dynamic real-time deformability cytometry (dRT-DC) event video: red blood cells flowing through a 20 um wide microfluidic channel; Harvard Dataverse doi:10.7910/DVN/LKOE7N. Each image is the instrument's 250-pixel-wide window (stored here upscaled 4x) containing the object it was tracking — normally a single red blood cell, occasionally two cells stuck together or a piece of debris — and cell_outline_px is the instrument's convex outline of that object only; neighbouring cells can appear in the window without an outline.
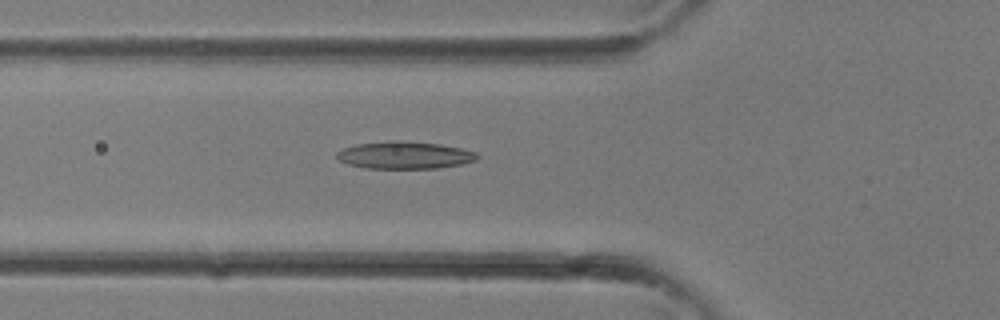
{"species": "common noctule bat (a hibernating species)", "species_latin": "Nyctalus noctula", "temperature_condition": "room temperature", "stored_images_in_passage": 12, "camera_frame_rate_fps": 3000, "um_per_image_px": 0.085, "animal": {"sex": "female"}, "frame": {"image": 1, "passage_image": 7, "time_ms": 2.0, "image_size_px": [1000, 320], "cell_outline_px": [[480, 156], [476, 160], [460, 164], [436, 168], [364, 168], [348, 164], [340, 160], [336, 156], [336, 152], [344, 148], [356, 144], [392, 140], [400, 140], [440, 144], [460, 148], [476, 152]], "centroid_in_image_um": [34.38, 13.18], "position_along_channel_um": 91.4, "area_um2": 22.31}}
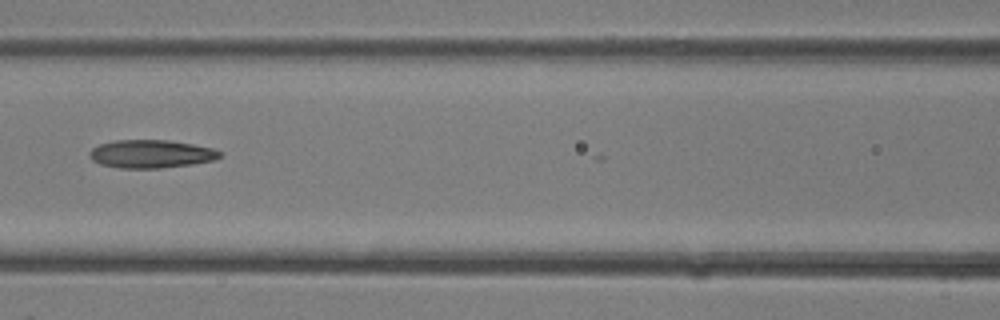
{"frame": {"image": 2, "passage_image": 10, "time_ms": 3.0, "image_size_px": [1000, 320], "cell_outline_px": [[220, 156], [212, 160], [192, 164], [160, 168], [120, 168], [100, 164], [92, 160], [88, 152], [92, 148], [100, 144], [116, 140], [168, 140], [192, 144], [212, 148], [220, 152]], "centroid_in_image_um": [12.79, 13.08], "position_along_channel_um": 153.8, "area_um2": 21.15}}